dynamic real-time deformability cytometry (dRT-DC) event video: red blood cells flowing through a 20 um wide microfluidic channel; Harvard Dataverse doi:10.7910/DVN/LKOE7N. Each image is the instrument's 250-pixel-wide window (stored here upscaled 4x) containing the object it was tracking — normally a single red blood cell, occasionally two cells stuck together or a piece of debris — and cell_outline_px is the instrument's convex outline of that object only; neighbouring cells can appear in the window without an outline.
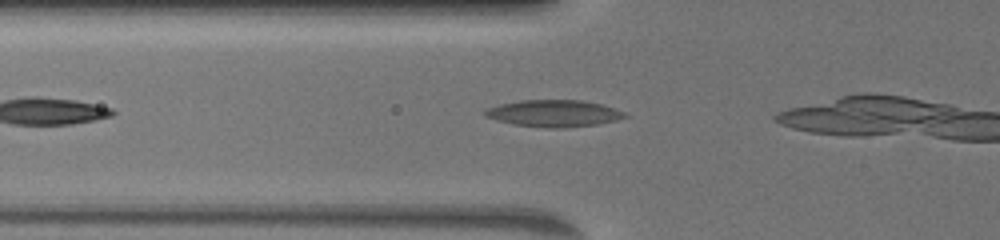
{"species": "common noctule bat (a hibernating species)", "species_latin": "Nyctalus noctula", "temperature_condition": "warm", "stored_images_in_passage": 13, "camera_frame_rate_fps": 3000, "um_per_image_px": 0.085, "animal": {"sex": "female", "body_mass_g": 19.5, "forearm_length_mm": 54.1}, "frame": {"image": 1, "passage_image": 4, "time_ms": 1.0, "image_size_px": [1000, 240], "cell_outline_px": [[628, 116], [616, 120], [600, 124], [564, 128], [548, 128], [512, 124], [496, 120], [484, 116], [484, 112], [488, 108], [500, 104], [520, 100], [580, 100], [600, 104], [624, 112]], "centroid_in_image_um": [47.06, 9.64], "position_along_channel_um": 78.7, "area_um2": 21.79}}
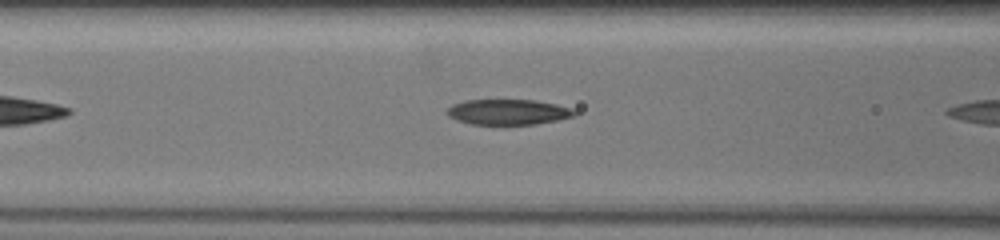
{"frame": {"image": 2, "passage_image": 8, "time_ms": 2.333, "image_size_px": [1000, 240], "cell_outline_px": [[576, 116], [536, 124], [472, 124], [456, 120], [448, 116], [444, 112], [452, 104], [464, 100], [536, 100], [556, 104], [572, 108], [576, 112]], "centroid_in_image_um": [43.17, 9.51], "position_along_channel_um": 123.4, "area_um2": 18.96}}